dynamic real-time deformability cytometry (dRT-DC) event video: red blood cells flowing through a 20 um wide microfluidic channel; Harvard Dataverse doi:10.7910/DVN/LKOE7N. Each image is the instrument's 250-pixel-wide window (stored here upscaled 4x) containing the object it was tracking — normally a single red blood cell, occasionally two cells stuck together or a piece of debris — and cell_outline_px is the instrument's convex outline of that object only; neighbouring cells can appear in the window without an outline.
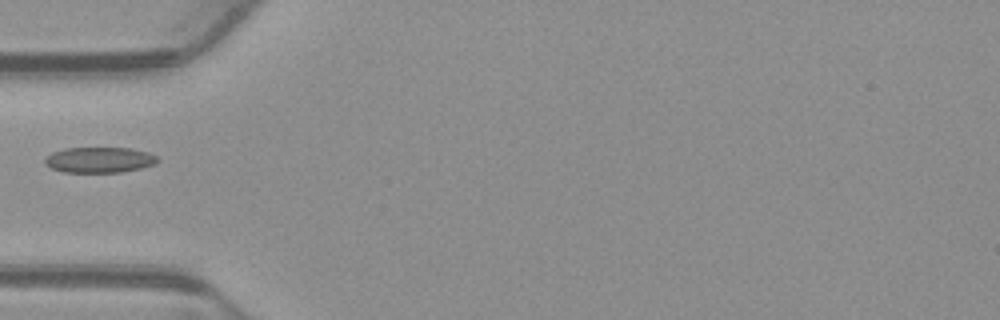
{"species": "common noctule bat (a hibernating species)", "species_latin": "Nyctalus noctula", "temperature_condition": "warm", "stored_images_in_passage": 36, "camera_frame_rate_fps": 3000, "um_per_image_px": 0.085, "animal": {"sex": "male", "body_mass_g": 23.1, "forearm_length_mm": 52.7}, "frame": {"image": 1, "passage_image": 1, "time_ms": 0.0, "image_size_px": [1000, 320], "cell_outline_px": [[160, 160], [156, 164], [140, 168], [120, 172], [64, 172], [52, 168], [44, 164], [44, 160], [52, 152], [64, 148], [128, 148], [148, 152], [156, 156]], "centroid_in_image_um": [8.45, 13.59], "position_along_channel_um": 76.5, "area_um2": 16.76}}
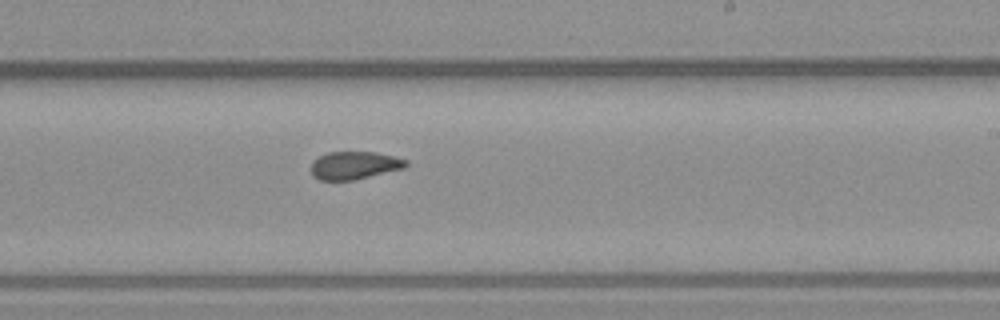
{"frame": {"image": 2, "passage_image": 15, "time_ms": 4.667, "image_size_px": [1000, 320], "cell_outline_px": [[408, 164], [404, 168], [352, 180], [320, 180], [312, 176], [312, 164], [320, 156], [328, 152], [376, 152], [408, 160]], "centroid_in_image_um": [30.13, 14.05], "position_along_channel_um": 258.9, "area_um2": 15.14}}
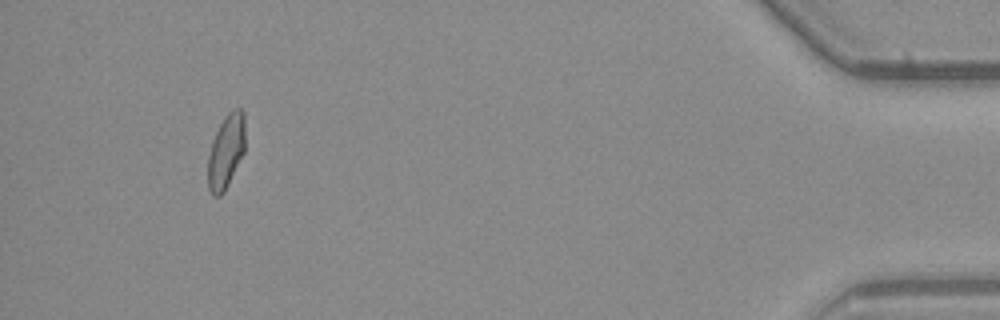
{"frame": {"image": 3, "passage_image": 33, "time_ms": 10.667, "image_size_px": [1000, 320], "cell_outline_px": [[244, 152], [224, 192], [220, 196], [212, 196], [208, 188], [208, 156], [212, 140], [220, 124], [228, 112], [232, 108], [240, 108], [244, 112]], "centroid_in_image_um": [19.2, 12.87], "position_along_channel_um": 416.0, "area_um2": 16.01}}